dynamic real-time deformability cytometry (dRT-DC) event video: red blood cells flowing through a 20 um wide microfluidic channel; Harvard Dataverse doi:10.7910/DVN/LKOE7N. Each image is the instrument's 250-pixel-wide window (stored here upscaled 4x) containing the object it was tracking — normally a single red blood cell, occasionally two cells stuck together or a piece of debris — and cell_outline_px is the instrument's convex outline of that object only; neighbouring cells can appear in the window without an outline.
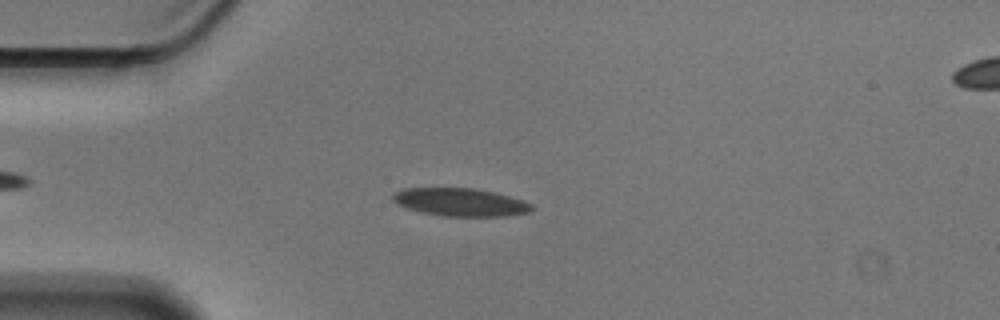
{"species": "Egyptian fruit bat (a non-hibernating species)", "species_latin": "Rousettus aegyptiacus", "temperature_condition": "cold", "stored_images_in_passage": 49, "camera_frame_rate_fps": 3000, "um_per_image_px": 0.085, "animal": {"sex": "male"}, "frame": {"image": 1, "passage_image": 7, "time_ms": 2.0, "image_size_px": [1000, 320], "cell_outline_px": [[536, 208], [532, 212], [504, 216], [444, 216], [424, 212], [408, 208], [396, 204], [392, 200], [392, 192], [404, 188], [476, 188], [524, 200], [532, 204]], "centroid_in_image_um": [39.15, 17.18], "position_along_channel_um": 45.9, "area_um2": 22.72}}
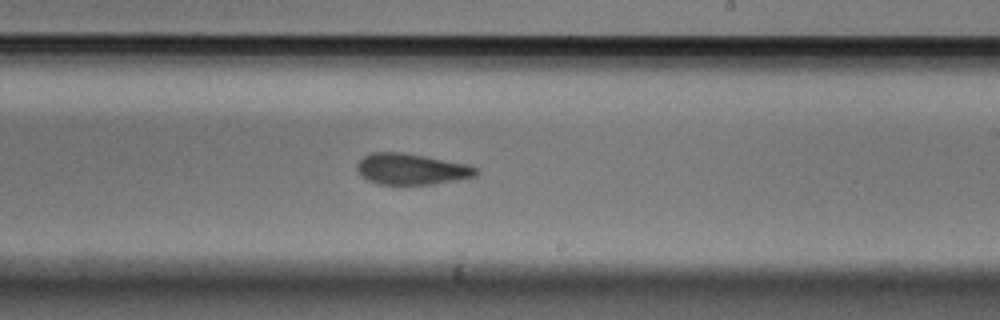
{"frame": {"image": 2, "passage_image": 26, "time_ms": 8.333, "image_size_px": [1000, 320], "cell_outline_px": [[480, 172], [476, 176], [432, 184], [376, 184], [360, 176], [356, 168], [356, 164], [364, 156], [372, 152], [404, 152], [468, 164], [480, 168]], "centroid_in_image_um": [34.97, 14.36], "position_along_channel_um": 254.0, "area_um2": 21.73}}
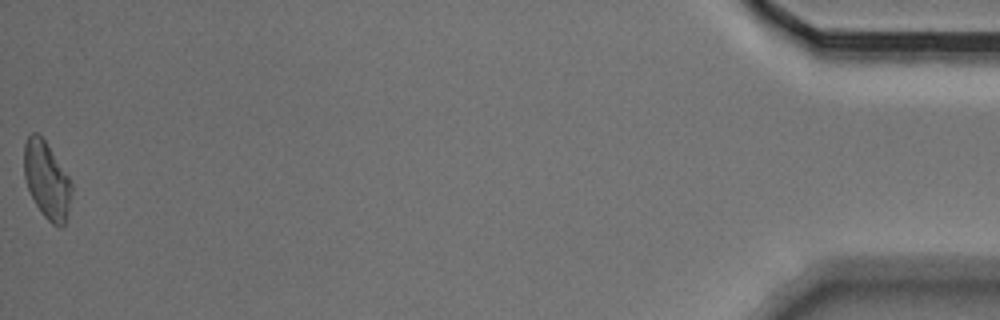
{"frame": {"image": 3, "passage_image": 49, "time_ms": 16.0, "image_size_px": [1000, 320], "cell_outline_px": [[72, 192], [64, 224], [60, 228], [52, 224], [44, 216], [36, 204], [28, 188], [24, 176], [24, 144], [28, 136], [32, 132], [36, 132], [44, 140], [68, 176], [72, 184]], "centroid_in_image_um": [3.96, 15.31], "position_along_channel_um": 431.2, "area_um2": 20.87}, "authors_computed_cell_mechanics": {"area_um2": 22.3686, "velocity_mm_per_s": 3.552, "shape_relaxation_time_tau1_ms": 8.2979, "shape_relaxation_time_tau2_ms": 3.3374, "deformation_change_tau1": 0.1591, "deformation_change_tau2": 0.1023}}